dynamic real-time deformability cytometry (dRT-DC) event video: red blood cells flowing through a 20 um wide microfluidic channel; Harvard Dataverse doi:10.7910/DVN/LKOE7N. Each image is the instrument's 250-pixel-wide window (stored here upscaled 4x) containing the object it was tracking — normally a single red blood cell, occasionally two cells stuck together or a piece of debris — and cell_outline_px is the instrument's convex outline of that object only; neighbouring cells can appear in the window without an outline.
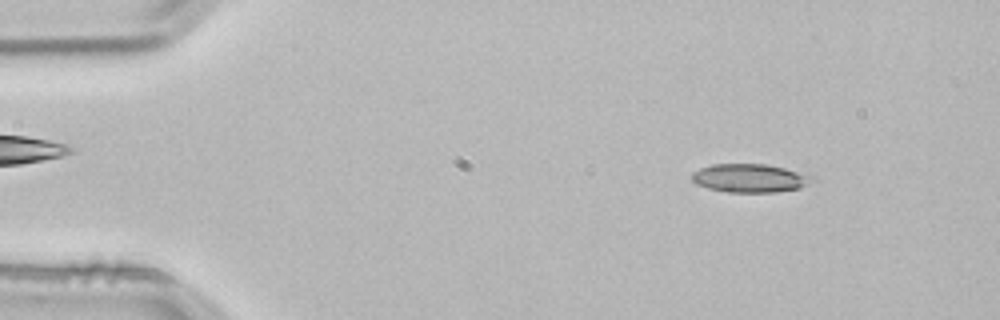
{"species": "common noctule bat (a hibernating species)", "species_latin": "Nyctalus noctula", "temperature_condition": "room temperature", "stored_images_in_passage": 3, "camera_frame_rate_fps": 3000, "um_per_image_px": 0.085, "animal": {"sex": "male", "body_mass_g": 21.5, "forearm_length_mm": 52.0}, "frame": {"image": 1, "passage_image": 1, "time_ms": 0.0, "image_size_px": [1000, 320], "cell_outline_px": [[816, 180], [800, 188], [776, 192], [724, 192], [708, 188], [696, 184], [692, 180], [692, 172], [700, 168], [712, 164], [768, 164], [784, 168], [812, 176]], "centroid_in_image_um": [63.72, 15.14], "position_along_channel_um": 21.3, "area_um2": 20.0}}